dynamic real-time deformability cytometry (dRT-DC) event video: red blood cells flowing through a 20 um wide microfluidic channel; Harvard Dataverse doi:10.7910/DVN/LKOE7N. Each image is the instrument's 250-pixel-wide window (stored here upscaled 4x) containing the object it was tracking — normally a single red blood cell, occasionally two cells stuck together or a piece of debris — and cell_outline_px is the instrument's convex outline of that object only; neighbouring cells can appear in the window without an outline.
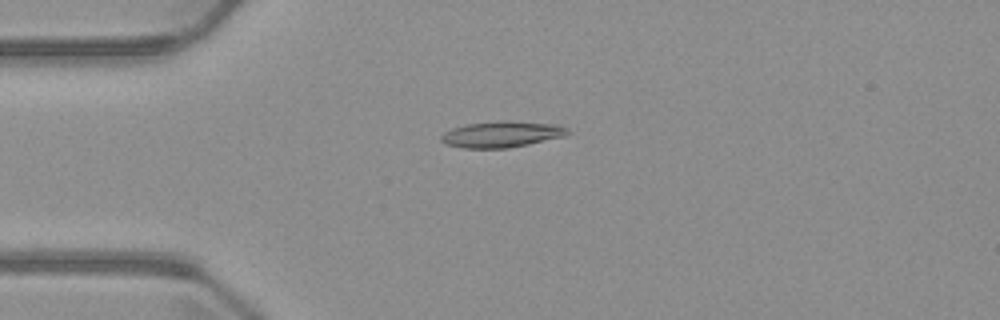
{"species": "common noctule bat (a hibernating species)", "species_latin": "Nyctalus noctula", "temperature_condition": "warm", "stored_images_in_passage": 2, "camera_frame_rate_fps": 3000, "um_per_image_px": 0.085, "animal": {"sex": "male", "body_mass_g": 23.1, "forearm_length_mm": 52.7}, "frame": {"image": 1, "passage_image": 1, "time_ms": 0.0, "image_size_px": [1000, 320], "cell_outline_px": [[572, 132], [564, 136], [528, 144], [508, 148], [464, 148], [444, 144], [440, 140], [440, 136], [444, 132], [452, 128], [468, 124], [504, 120], [508, 120], [560, 124], [568, 128]], "centroid_in_image_um": [42.67, 11.4], "position_along_channel_um": 42.3, "area_um2": 19.48}}
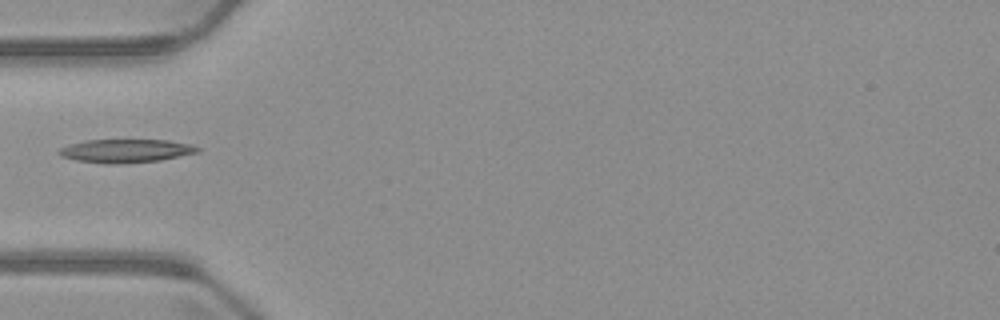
{"frame": {"image": 2, "passage_image": 2, "time_ms": 1.333, "image_size_px": [1000, 320], "cell_outline_px": [[200, 152], [160, 160], [120, 164], [108, 164], [76, 160], [60, 156], [56, 152], [60, 148], [68, 144], [84, 140], [168, 140], [192, 144], [200, 148]], "centroid_in_image_um": [10.68, 12.82], "position_along_channel_um": 74.3, "area_um2": 19.07}}